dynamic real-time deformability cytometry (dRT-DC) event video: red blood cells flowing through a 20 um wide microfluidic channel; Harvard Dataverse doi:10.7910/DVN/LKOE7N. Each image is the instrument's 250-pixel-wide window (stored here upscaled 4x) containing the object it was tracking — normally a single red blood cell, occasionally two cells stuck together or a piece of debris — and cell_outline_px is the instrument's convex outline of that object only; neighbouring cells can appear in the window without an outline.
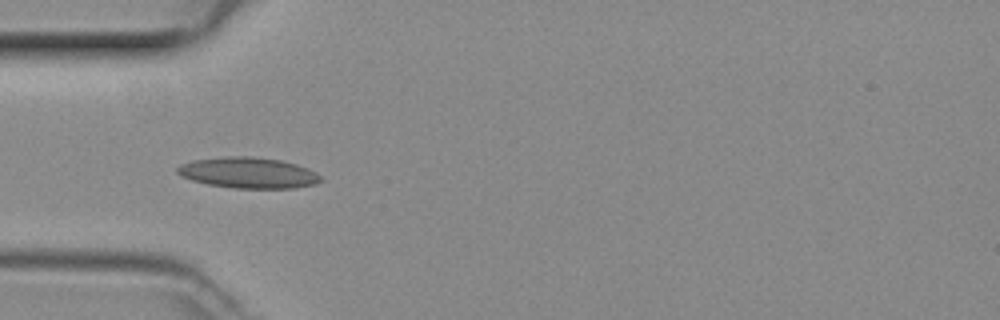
{"species": "common noctule bat (a hibernating species)", "species_latin": "Nyctalus noctula", "temperature_condition": "room temperature", "stored_images_in_passage": 35, "camera_frame_rate_fps": 3000, "um_per_image_px": 0.085, "animal": {"sex": "female", "body_mass_g": 29.2, "forearm_length_mm": 56.3}, "frame": {"image": 1, "passage_image": 1, "time_ms": 0.0, "image_size_px": [1000, 320], "cell_outline_px": [[324, 180], [316, 184], [296, 188], [232, 188], [208, 184], [192, 180], [176, 172], [176, 168], [180, 164], [192, 160], [228, 156], [248, 156], [280, 160], [296, 164], [308, 168], [316, 172]], "centroid_in_image_um": [21.13, 14.69], "position_along_channel_um": 63.9, "area_um2": 25.84}}
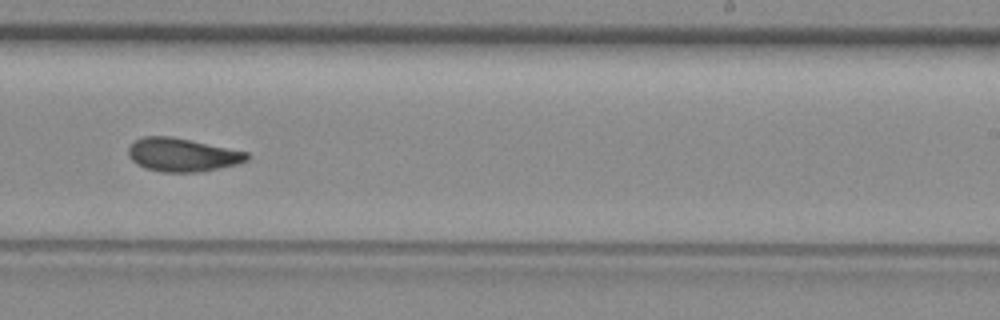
{"frame": {"image": 2, "passage_image": 16, "time_ms": 5.0, "image_size_px": [1000, 320], "cell_outline_px": [[252, 156], [248, 160], [236, 164], [220, 168], [200, 172], [160, 172], [144, 168], [136, 164], [128, 156], [128, 148], [136, 140], [144, 136], [172, 136], [192, 140], [248, 152]], "centroid_in_image_um": [15.5, 13.16], "position_along_channel_um": 273.5, "area_um2": 23.29}}
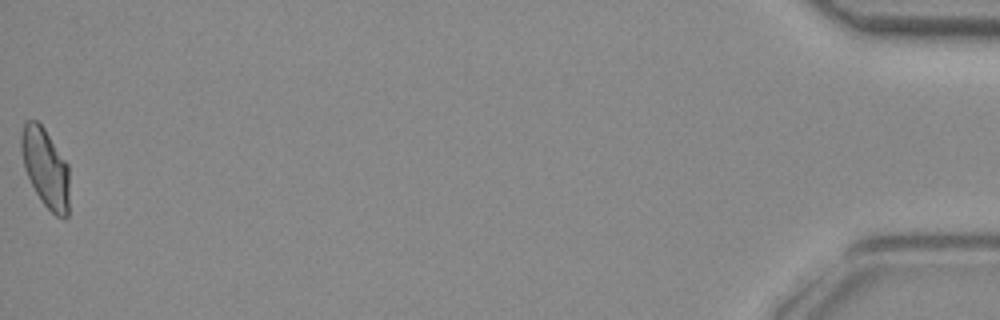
{"frame": {"image": 3, "passage_image": 35, "time_ms": 11.333, "image_size_px": [1000, 320], "cell_outline_px": [[68, 216], [64, 220], [56, 216], [40, 200], [24, 168], [20, 148], [20, 136], [24, 124], [28, 120], [36, 120], [44, 128], [68, 164]], "centroid_in_image_um": [3.86, 14.27], "position_along_channel_um": 431.3, "area_um2": 22.08}}